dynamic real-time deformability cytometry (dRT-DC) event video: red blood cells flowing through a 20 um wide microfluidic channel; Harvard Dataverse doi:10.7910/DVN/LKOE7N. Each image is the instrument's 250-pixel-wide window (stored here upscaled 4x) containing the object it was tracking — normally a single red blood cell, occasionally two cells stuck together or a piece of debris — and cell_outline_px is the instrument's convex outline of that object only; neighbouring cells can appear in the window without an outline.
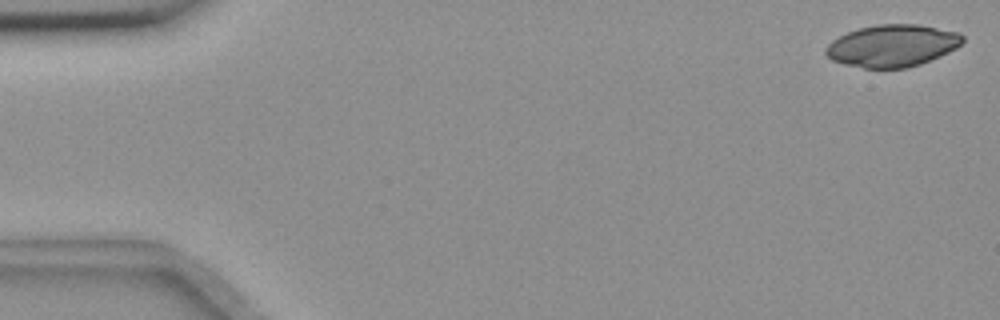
{"species": "common noctule bat (a hibernating species)", "species_latin": "Nyctalus noctula", "temperature_condition": "room temperature", "stored_images_in_passage": 55, "camera_frame_rate_fps": 3000, "um_per_image_px": 0.085, "animal": {"sex": "female", "body_mass_g": 18.4}, "frame": {"image": 1, "passage_image": 1, "time_ms": 0.0, "image_size_px": [1000, 320], "cell_outline_px": [[964, 40], [956, 48], [940, 56], [920, 64], [904, 68], [864, 68], [844, 64], [832, 60], [824, 52], [824, 48], [832, 40], [848, 32], [860, 28], [876, 24], [916, 24], [960, 32], [964, 36]], "centroid_in_image_um": [75.84, 3.88], "position_along_channel_um": 9.2, "area_um2": 33.52}}